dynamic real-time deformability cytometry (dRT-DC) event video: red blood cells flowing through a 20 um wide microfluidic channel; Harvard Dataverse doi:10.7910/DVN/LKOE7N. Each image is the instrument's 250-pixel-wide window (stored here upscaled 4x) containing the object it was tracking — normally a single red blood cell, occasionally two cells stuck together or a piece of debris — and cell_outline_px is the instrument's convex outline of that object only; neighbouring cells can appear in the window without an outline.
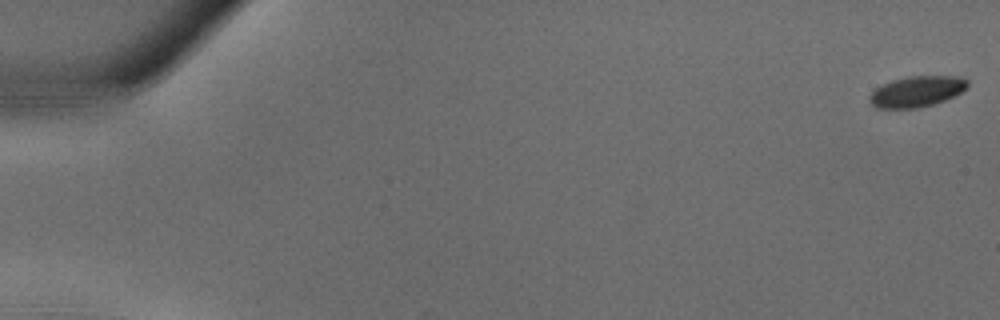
{"species": "common noctule bat (a hibernating species)", "species_latin": "Nyctalus noctula", "temperature_condition": "warm", "stored_images_in_passage": 37, "camera_frame_rate_fps": 3000, "um_per_image_px": 0.085, "animal": {"sex": "male", "body_mass_g": 18.8}, "frame": {"image": 1, "passage_image": 1, "time_ms": 0.0, "image_size_px": [1000, 320], "cell_outline_px": [[968, 88], [944, 100], [932, 104], [916, 108], [876, 108], [868, 100], [868, 96], [876, 88], [892, 80], [908, 76], [960, 76], [968, 80]], "centroid_in_image_um": [77.92, 7.77], "position_along_channel_um": 7.1, "area_um2": 17.51}}
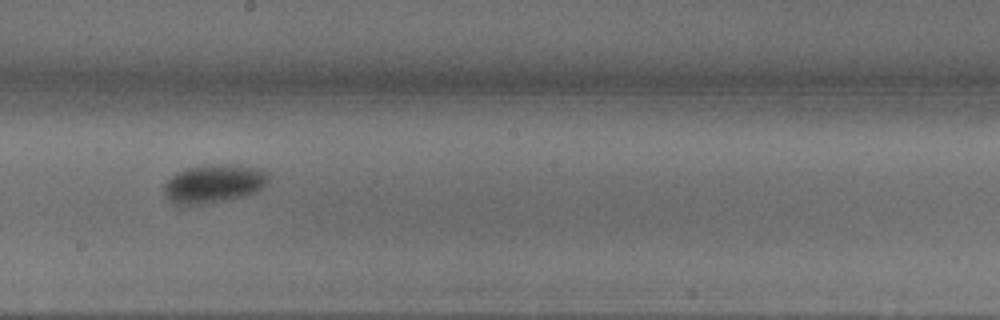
{"frame": {"image": 2, "passage_image": 22, "time_ms": 7.0, "image_size_px": [1000, 320], "cell_outline_px": [[268, 176], [264, 188], [256, 192], [240, 196], [204, 204], [176, 204], [168, 200], [164, 192], [164, 184], [172, 176], [188, 168], [204, 164], [240, 164], [264, 168], [268, 172]], "centroid_in_image_um": [18.22, 15.57], "position_along_channel_um": 230.0, "area_um2": 23.47}}
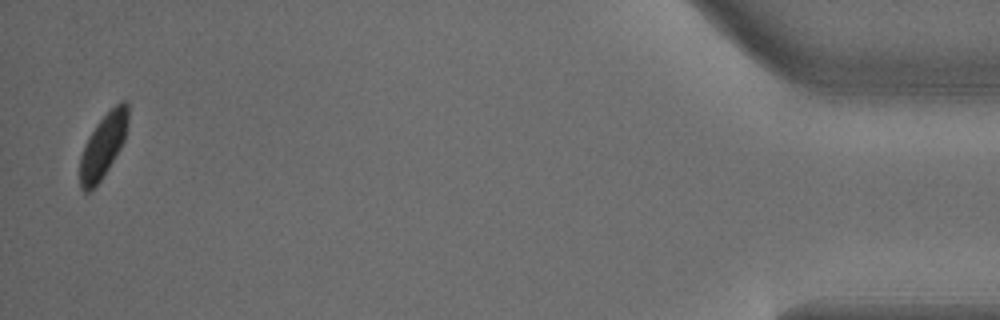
{"frame": {"image": 3, "passage_image": 37, "time_ms": 12.0, "image_size_px": [1000, 320], "cell_outline_px": [[128, 124], [124, 140], [120, 148], [108, 168], [100, 180], [88, 192], [84, 192], [80, 188], [80, 156], [84, 144], [88, 136], [96, 124], [120, 100], [128, 100]], "centroid_in_image_um": [8.77, 12.35], "position_along_channel_um": 426.4, "area_um2": 17.8}}